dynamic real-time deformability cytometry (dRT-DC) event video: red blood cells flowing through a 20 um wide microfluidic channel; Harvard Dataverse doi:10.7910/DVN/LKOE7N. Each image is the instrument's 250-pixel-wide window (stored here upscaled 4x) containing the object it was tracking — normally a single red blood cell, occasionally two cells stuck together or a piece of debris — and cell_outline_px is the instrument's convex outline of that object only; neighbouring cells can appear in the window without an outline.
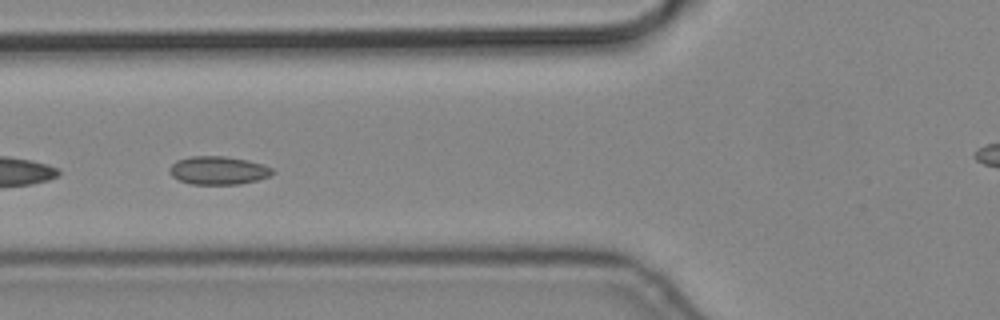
{"species": "common noctule bat (a hibernating species)", "species_latin": "Nyctalus noctula", "temperature_condition": "cold", "stored_images_in_passage": 12, "camera_frame_rate_fps": 3000, "um_per_image_px": 0.085, "animal": {"sex": "male", "body_mass_g": 19.2, "forearm_length_mm": 51.8}, "frame": {"image": 1, "passage_image": 7, "time_ms": 2.0, "image_size_px": [1000, 320], "cell_outline_px": [[276, 172], [272, 176], [240, 184], [192, 184], [180, 180], [172, 176], [168, 172], [168, 168], [176, 160], [192, 156], [224, 156], [248, 160], [264, 164], [272, 168]], "centroid_in_image_um": [18.58, 14.48], "position_along_channel_um": 107.2, "area_um2": 17.11}}